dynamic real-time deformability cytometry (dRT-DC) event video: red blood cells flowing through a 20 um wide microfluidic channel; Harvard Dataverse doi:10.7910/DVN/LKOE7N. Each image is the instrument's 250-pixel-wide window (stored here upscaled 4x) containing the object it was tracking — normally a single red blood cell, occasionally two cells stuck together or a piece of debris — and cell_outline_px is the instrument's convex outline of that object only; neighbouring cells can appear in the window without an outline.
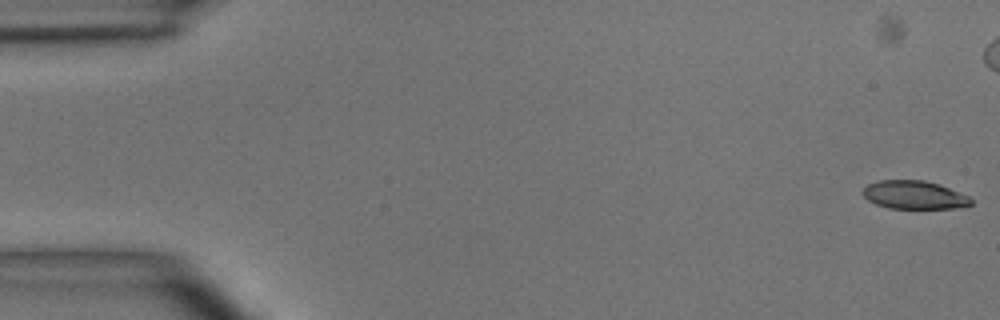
{"species": "common noctule bat (a hibernating species)", "species_latin": "Nyctalus noctula", "temperature_condition": "room temperature", "stored_images_in_passage": 2, "camera_frame_rate_fps": 3000, "um_per_image_px": 0.085, "animal": {"sex": "male", "body_mass_g": 15.6}, "frame": {"image": 1, "passage_image": 2, "time_ms": 0.333, "image_size_px": [1000, 320], "cell_outline_px": [[972, 204], [952, 208], [888, 208], [876, 204], [868, 200], [860, 192], [868, 184], [880, 180], [924, 180], [948, 188], [968, 196], [972, 200]], "centroid_in_image_um": [77.65, 16.57], "position_along_channel_um": 7.4, "area_um2": 17.57}}